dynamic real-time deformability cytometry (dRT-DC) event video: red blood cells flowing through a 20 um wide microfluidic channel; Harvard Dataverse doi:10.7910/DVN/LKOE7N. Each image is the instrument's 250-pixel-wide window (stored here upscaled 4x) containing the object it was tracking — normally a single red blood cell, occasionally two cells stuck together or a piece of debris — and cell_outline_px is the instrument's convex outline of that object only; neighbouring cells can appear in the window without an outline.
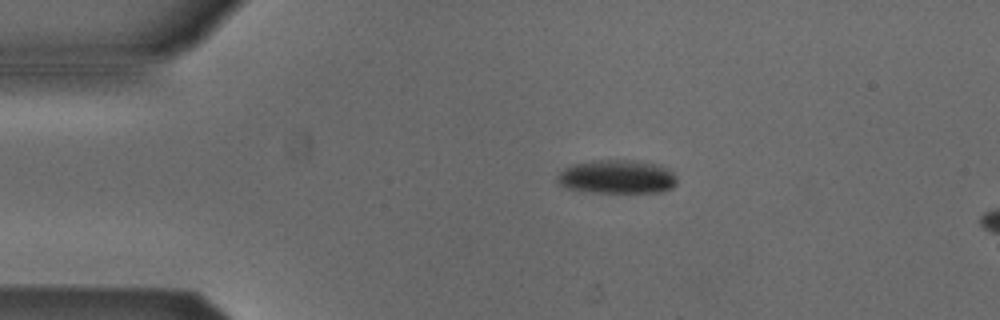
{"species": "Egyptian fruit bat (a non-hibernating species)", "species_latin": "Rousettus aegyptiacus", "temperature_condition": "cold", "stored_images_in_passage": 6, "camera_frame_rate_fps": 3000, "um_per_image_px": 0.085, "animal": {"sex": "male"}, "frame": {"image": 1, "passage_image": 1, "time_ms": 0.0, "image_size_px": [1000, 320], "cell_outline_px": [[676, 184], [672, 188], [660, 192], [592, 192], [568, 188], [560, 184], [556, 180], [556, 176], [564, 168], [572, 164], [592, 160], [640, 160], [660, 164], [668, 168], [676, 176]], "centroid_in_image_um": [52.47, 15.01], "position_along_channel_um": 32.5, "area_um2": 23.76}}